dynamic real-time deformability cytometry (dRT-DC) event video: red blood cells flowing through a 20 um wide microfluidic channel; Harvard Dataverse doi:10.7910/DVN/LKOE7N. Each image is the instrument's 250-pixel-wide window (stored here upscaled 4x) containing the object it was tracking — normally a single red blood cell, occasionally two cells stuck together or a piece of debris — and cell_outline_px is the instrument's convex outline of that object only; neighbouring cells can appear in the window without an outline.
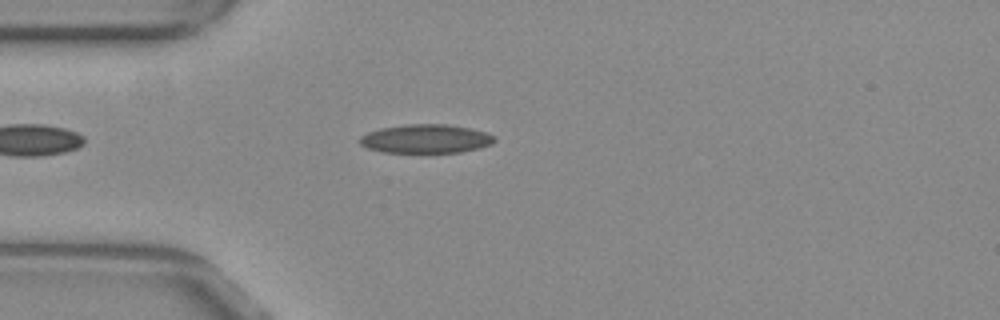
{"species": "common noctule bat (a hibernating species)", "species_latin": "Nyctalus noctula", "temperature_condition": "warm", "stored_images_in_passage": 38, "camera_frame_rate_fps": 3000, "um_per_image_px": 0.085, "animal": {"sex": "female", "body_mass_g": 29.2, "forearm_length_mm": 56.3}, "frame": {"image": 1, "passage_image": 2, "time_ms": 0.333, "image_size_px": [1000, 320], "cell_outline_px": [[496, 140], [492, 144], [480, 148], [460, 152], [420, 156], [384, 152], [368, 148], [360, 144], [360, 136], [368, 132], [380, 128], [408, 124], [448, 124], [468, 128], [484, 132], [496, 136]], "centroid_in_image_um": [36.19, 11.85], "position_along_channel_um": 48.8, "area_um2": 23.58}}
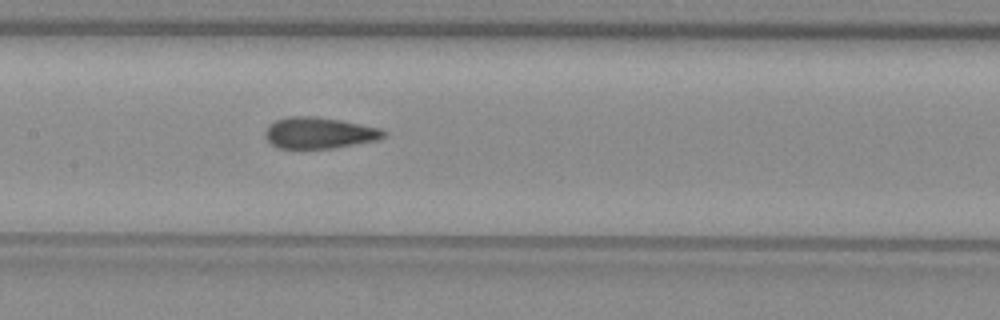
{"frame": {"image": 2, "passage_image": 13, "time_ms": 4.0, "image_size_px": [1000, 320], "cell_outline_px": [[388, 132], [380, 140], [336, 148], [276, 148], [264, 136], [264, 132], [276, 120], [288, 116], [312, 116], [340, 120], [380, 128]], "centroid_in_image_um": [27.17, 11.31], "position_along_channel_um": 180.2, "area_um2": 21.62}}
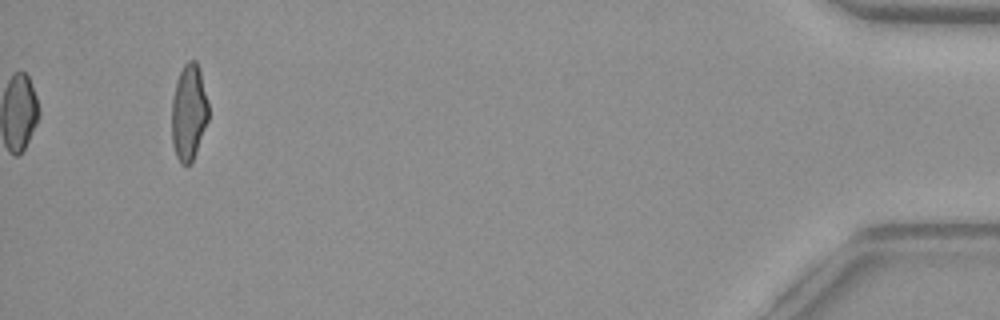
{"frame": {"image": 3, "passage_image": 38, "time_ms": 12.333, "image_size_px": [1000, 320], "cell_outline_px": [[208, 120], [196, 152], [192, 160], [188, 164], [180, 164], [176, 156], [172, 144], [172, 100], [176, 80], [184, 64], [188, 60], [196, 60], [200, 72], [208, 100]], "centroid_in_image_um": [16.04, 9.54], "position_along_channel_um": 419.2, "area_um2": 20.52}, "authors_computed_cell_mechanics": {"area_um2": 21.675, "velocity_mm_per_s": 3.8645, "shape_relaxation_time_tau1_ms": null, "shape_relaxation_time_tau2_ms": 1.2655, "deformation_change_tau1": null, "deformation_change_tau2": 0.0907}}